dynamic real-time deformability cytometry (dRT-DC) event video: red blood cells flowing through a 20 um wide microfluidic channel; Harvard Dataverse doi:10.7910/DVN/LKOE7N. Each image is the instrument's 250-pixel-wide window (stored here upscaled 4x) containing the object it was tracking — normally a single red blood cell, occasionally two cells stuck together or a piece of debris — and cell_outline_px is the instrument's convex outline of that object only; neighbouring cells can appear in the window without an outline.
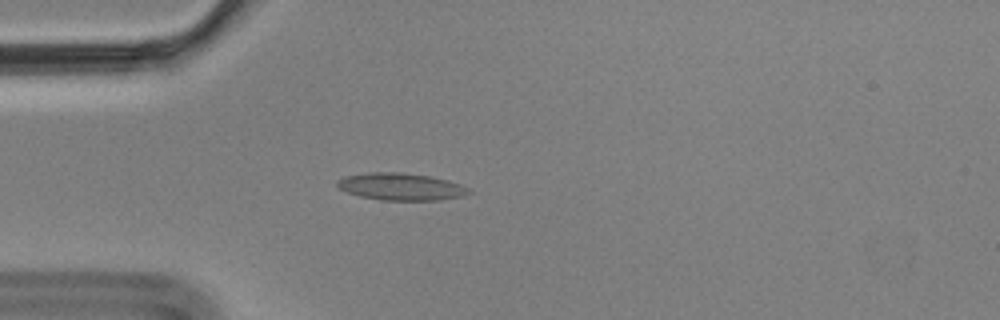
{"species": "Egyptian fruit bat (a non-hibernating species)", "species_latin": "Rousettus aegyptiacus", "temperature_condition": "cold", "stored_images_in_passage": 4, "camera_frame_rate_fps": 3000, "um_per_image_px": 0.085, "animal": {"sex": "male"}, "frame": {"image": 1, "passage_image": 4, "time_ms": 1.0, "image_size_px": [1000, 320], "cell_outline_px": [[472, 192], [464, 196], [440, 200], [380, 200], [360, 196], [348, 192], [340, 188], [336, 184], [336, 180], [344, 176], [368, 172], [400, 172], [428, 176], [448, 180], [460, 184], [468, 188]], "centroid_in_image_um": [34.08, 15.86], "position_along_channel_um": 50.9, "area_um2": 20.87}}